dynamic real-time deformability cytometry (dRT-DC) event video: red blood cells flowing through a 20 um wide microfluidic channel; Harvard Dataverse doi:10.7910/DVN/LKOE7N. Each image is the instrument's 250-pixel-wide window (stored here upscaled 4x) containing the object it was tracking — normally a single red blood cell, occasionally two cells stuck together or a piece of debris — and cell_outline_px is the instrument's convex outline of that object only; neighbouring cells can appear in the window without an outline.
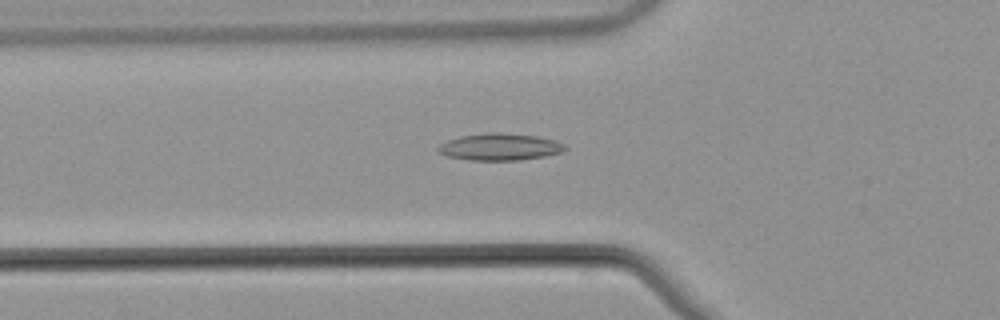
{"species": "common noctule bat (a hibernating species)", "species_latin": "Nyctalus noctula", "temperature_condition": "warm", "stored_images_in_passage": 39, "camera_frame_rate_fps": 3000, "um_per_image_px": 0.085, "animal": {"sex": "male", "body_mass_g": 21.5, "forearm_length_mm": 52.0}, "frame": {"image": 1, "passage_image": 5, "time_ms": 1.333, "image_size_px": [1000, 320], "cell_outline_px": [[568, 148], [560, 152], [544, 156], [520, 160], [468, 160], [448, 156], [436, 152], [436, 148], [440, 144], [448, 140], [460, 136], [488, 132], [500, 132], [536, 136], [556, 140], [564, 144]], "centroid_in_image_um": [42.46, 12.48], "position_along_channel_um": 83.3, "area_um2": 20.0}}
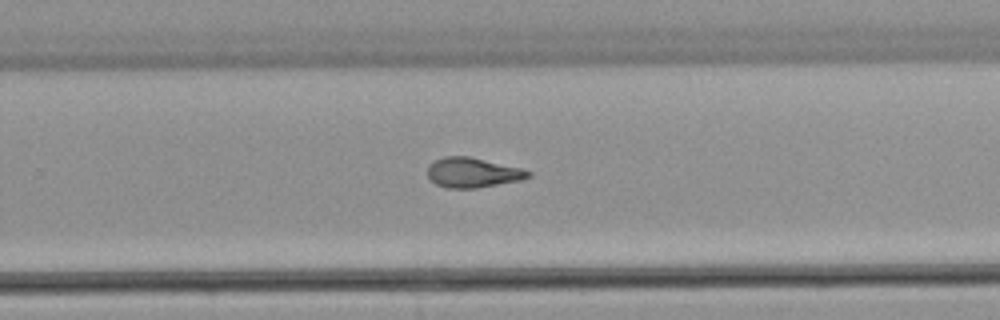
{"frame": {"image": 2, "passage_image": 21, "time_ms": 6.667, "image_size_px": [1000, 320], "cell_outline_px": [[532, 176], [520, 180], [476, 188], [448, 188], [436, 184], [428, 176], [428, 164], [432, 160], [444, 156], [468, 156], [520, 168], [532, 172]], "centroid_in_image_um": [40.15, 14.66], "position_along_channel_um": 289.7, "area_um2": 17.46}}
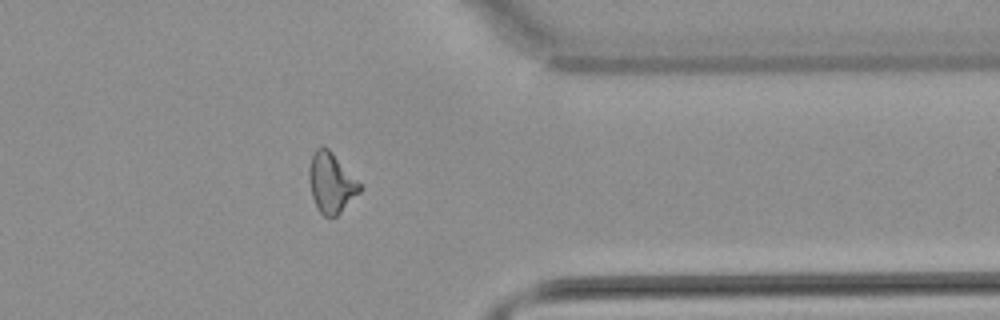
{"frame": {"image": 3, "passage_image": 29, "time_ms": 9.333, "image_size_px": [1000, 320], "cell_outline_px": [[364, 188], [336, 216], [324, 216], [320, 212], [312, 196], [308, 180], [308, 168], [312, 152], [316, 148], [328, 148], [332, 152]], "centroid_in_image_um": [28.13, 15.52], "position_along_channel_um": 383.3, "area_um2": 17.57}, "authors_computed_cell_mechanics": {"area_um2": 17.5712, "velocity_mm_per_s": 3.8697, "shape_relaxation_time_tau1_ms": null, "shape_relaxation_time_tau2_ms": 3.5265, "deformation_change_tau1": null, "deformation_change_tau2": 0.1154}}